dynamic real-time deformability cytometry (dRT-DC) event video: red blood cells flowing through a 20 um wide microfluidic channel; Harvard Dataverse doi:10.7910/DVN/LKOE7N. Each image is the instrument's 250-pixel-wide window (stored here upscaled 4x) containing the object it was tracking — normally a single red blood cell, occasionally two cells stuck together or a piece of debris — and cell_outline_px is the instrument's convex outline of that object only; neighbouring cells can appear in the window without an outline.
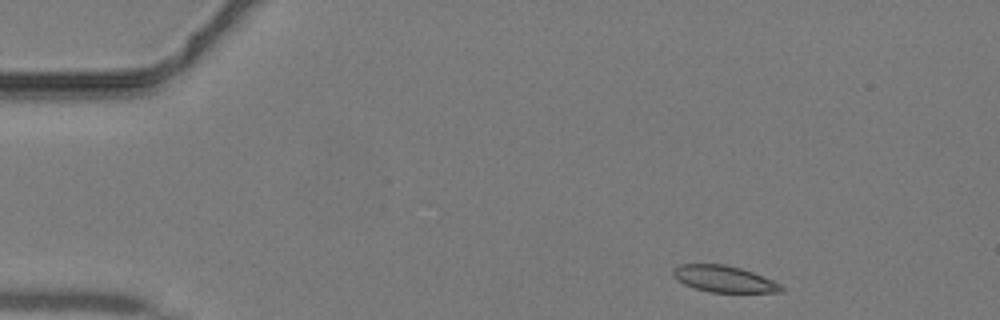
{"species": "common noctule bat (a hibernating species)", "species_latin": "Nyctalus noctula", "temperature_condition": "warm", "stored_images_in_passage": 38, "camera_frame_rate_fps": 3000, "um_per_image_px": 0.085, "animal": {"sex": "male", "body_mass_g": 19.2, "forearm_length_mm": 51.8}, "frame": {"image": 1, "passage_image": 1, "time_ms": 0.0, "image_size_px": [1000, 320], "cell_outline_px": [[784, 288], [780, 292], [708, 292], [684, 284], [676, 280], [672, 272], [680, 264], [724, 264], [740, 268], [752, 272], [772, 280], [780, 284]], "centroid_in_image_um": [61.52, 23.71], "position_along_channel_um": 23.5, "area_um2": 16.47}}
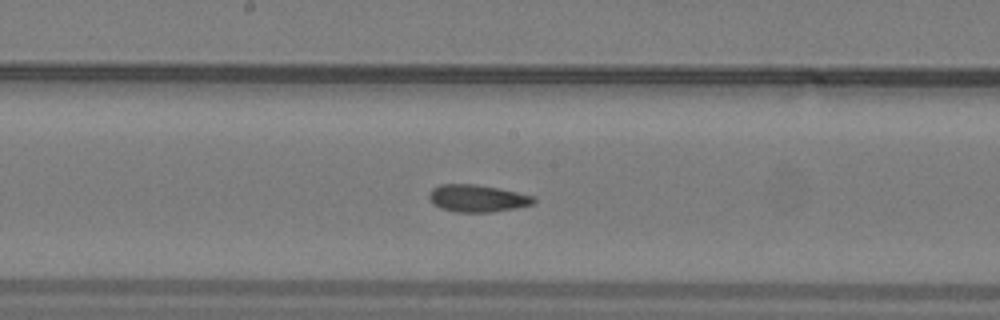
{"frame": {"image": 2, "passage_image": 18, "time_ms": 5.667, "image_size_px": [1000, 320], "cell_outline_px": [[536, 200], [532, 204], [516, 208], [492, 212], [456, 212], [440, 208], [432, 204], [428, 196], [428, 192], [432, 188], [440, 184], [476, 184], [536, 196]], "centroid_in_image_um": [40.54, 16.86], "position_along_channel_um": 207.7, "area_um2": 16.7}}
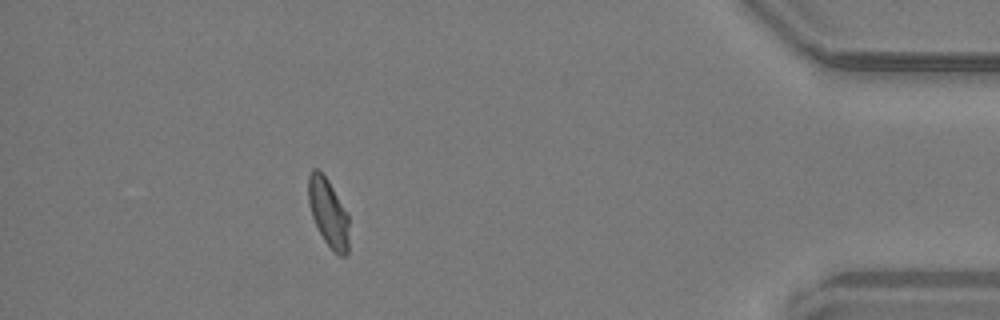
{"frame": {"image": 3, "passage_image": 34, "time_ms": 11.0, "image_size_px": [1000, 320], "cell_outline_px": [[348, 252], [344, 256], [340, 256], [324, 240], [312, 216], [308, 204], [308, 176], [312, 168], [320, 168], [328, 180], [348, 212]], "centroid_in_image_um": [27.9, 18.01], "position_along_channel_um": 407.3, "area_um2": 16.18}}